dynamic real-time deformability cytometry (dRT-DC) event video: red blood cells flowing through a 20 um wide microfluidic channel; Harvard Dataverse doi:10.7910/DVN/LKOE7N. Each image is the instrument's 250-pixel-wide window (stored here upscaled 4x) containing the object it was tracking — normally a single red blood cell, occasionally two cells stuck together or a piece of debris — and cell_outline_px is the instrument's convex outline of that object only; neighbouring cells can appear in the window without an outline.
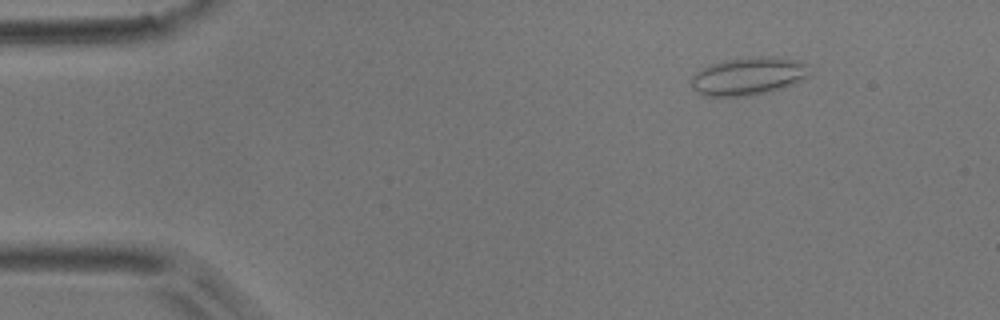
{"species": "common noctule bat (a hibernating species)", "species_latin": "Nyctalus noctula", "temperature_condition": "room temperature", "stored_images_in_passage": 6, "camera_frame_rate_fps": 3000, "um_per_image_px": 0.085, "animal": {"sex": "male", "body_mass_g": 17.9}, "frame": {"image": 1, "passage_image": 2, "time_ms": 1.0, "image_size_px": [1000, 320], "cell_outline_px": [[808, 76], [792, 84], [780, 88], [764, 92], [744, 96], [704, 96], [696, 92], [692, 88], [688, 80], [696, 72], [708, 64], [728, 60], [760, 56], [768, 56], [800, 60], [808, 64]], "centroid_in_image_um": [63.55, 6.47], "position_along_channel_um": 21.4, "area_um2": 26.01}}
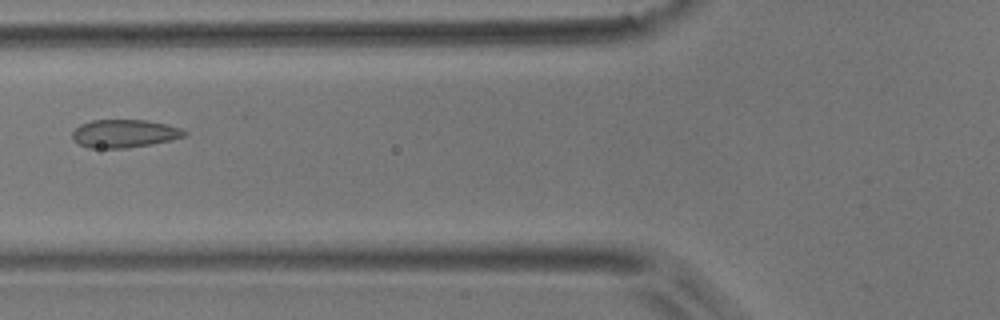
{"frame": {"image": 2, "passage_image": 6, "time_ms": 5.667, "image_size_px": [1000, 320], "cell_outline_px": [[188, 132], [184, 136], [172, 140], [152, 144], [128, 148], [88, 148], [72, 140], [72, 132], [80, 124], [92, 120], [144, 120], [168, 124], [180, 128]], "centroid_in_image_um": [10.56, 11.35], "position_along_channel_um": 115.2, "area_um2": 18.44}}